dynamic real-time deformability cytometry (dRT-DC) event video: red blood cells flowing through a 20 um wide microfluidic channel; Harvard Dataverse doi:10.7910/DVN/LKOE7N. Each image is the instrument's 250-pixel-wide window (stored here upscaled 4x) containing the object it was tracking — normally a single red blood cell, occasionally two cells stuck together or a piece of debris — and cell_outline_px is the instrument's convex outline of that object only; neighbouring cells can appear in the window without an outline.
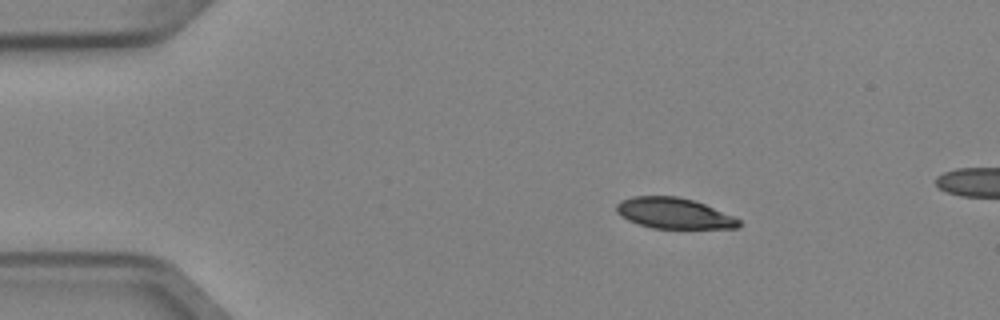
{"species": "Egyptian fruit bat (a non-hibernating species)", "species_latin": "Rousettus aegyptiacus", "temperature_condition": "cold", "stored_images_in_passage": 3, "camera_frame_rate_fps": 3000, "um_per_image_px": 0.085, "animal": {"sex": "female"}, "frame": {"image": 1, "passage_image": 1, "time_ms": 0.0, "image_size_px": [1000, 320], "cell_outline_px": [[740, 224], [736, 228], [652, 228], [628, 220], [620, 216], [616, 212], [616, 204], [620, 200], [632, 196], [676, 196], [692, 200], [704, 204], [732, 216], [740, 220]], "centroid_in_image_um": [57.22, 18.12], "position_along_channel_um": 27.8, "area_um2": 21.73}}